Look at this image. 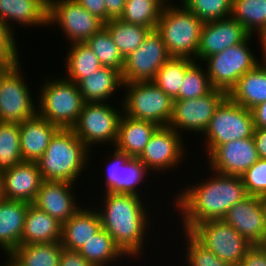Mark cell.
I'll return each mask as SVG.
<instances>
[{
  "label": "cell",
  "mask_w": 266,
  "mask_h": 266,
  "mask_svg": "<svg viewBox=\"0 0 266 266\" xmlns=\"http://www.w3.org/2000/svg\"><path fill=\"white\" fill-rule=\"evenodd\" d=\"M60 27L68 44L85 42L104 27V22L92 15L76 0H48L47 26ZM70 41V42H69Z\"/></svg>",
  "instance_id": "cell-12"
},
{
  "label": "cell",
  "mask_w": 266,
  "mask_h": 266,
  "mask_svg": "<svg viewBox=\"0 0 266 266\" xmlns=\"http://www.w3.org/2000/svg\"><path fill=\"white\" fill-rule=\"evenodd\" d=\"M183 139L184 136L182 138L172 128L159 127L138 159L153 174L156 172L161 175L160 173L164 174L168 170L173 172L187 156L188 149Z\"/></svg>",
  "instance_id": "cell-14"
},
{
  "label": "cell",
  "mask_w": 266,
  "mask_h": 266,
  "mask_svg": "<svg viewBox=\"0 0 266 266\" xmlns=\"http://www.w3.org/2000/svg\"><path fill=\"white\" fill-rule=\"evenodd\" d=\"M258 39L260 41V47L262 49H260V53H262L261 58L259 56L258 59H261V62L266 63V29L257 36V40Z\"/></svg>",
  "instance_id": "cell-52"
},
{
  "label": "cell",
  "mask_w": 266,
  "mask_h": 266,
  "mask_svg": "<svg viewBox=\"0 0 266 266\" xmlns=\"http://www.w3.org/2000/svg\"><path fill=\"white\" fill-rule=\"evenodd\" d=\"M47 13L48 0H0V19L13 33L15 24L48 28Z\"/></svg>",
  "instance_id": "cell-22"
},
{
  "label": "cell",
  "mask_w": 266,
  "mask_h": 266,
  "mask_svg": "<svg viewBox=\"0 0 266 266\" xmlns=\"http://www.w3.org/2000/svg\"><path fill=\"white\" fill-rule=\"evenodd\" d=\"M30 203L16 200L0 202V249L11 254L21 245V236Z\"/></svg>",
  "instance_id": "cell-25"
},
{
  "label": "cell",
  "mask_w": 266,
  "mask_h": 266,
  "mask_svg": "<svg viewBox=\"0 0 266 266\" xmlns=\"http://www.w3.org/2000/svg\"><path fill=\"white\" fill-rule=\"evenodd\" d=\"M107 10V22L119 19L123 14L126 0H104Z\"/></svg>",
  "instance_id": "cell-48"
},
{
  "label": "cell",
  "mask_w": 266,
  "mask_h": 266,
  "mask_svg": "<svg viewBox=\"0 0 266 266\" xmlns=\"http://www.w3.org/2000/svg\"><path fill=\"white\" fill-rule=\"evenodd\" d=\"M255 128H266V101L251 109Z\"/></svg>",
  "instance_id": "cell-50"
},
{
  "label": "cell",
  "mask_w": 266,
  "mask_h": 266,
  "mask_svg": "<svg viewBox=\"0 0 266 266\" xmlns=\"http://www.w3.org/2000/svg\"><path fill=\"white\" fill-rule=\"evenodd\" d=\"M150 173L138 158H130L122 165L121 194L142 195L143 197L144 193H140V187H142L141 184L147 182L146 177L152 176Z\"/></svg>",
  "instance_id": "cell-41"
},
{
  "label": "cell",
  "mask_w": 266,
  "mask_h": 266,
  "mask_svg": "<svg viewBox=\"0 0 266 266\" xmlns=\"http://www.w3.org/2000/svg\"><path fill=\"white\" fill-rule=\"evenodd\" d=\"M162 36L151 30L143 43L124 58L123 83L153 82L157 71L170 58Z\"/></svg>",
  "instance_id": "cell-15"
},
{
  "label": "cell",
  "mask_w": 266,
  "mask_h": 266,
  "mask_svg": "<svg viewBox=\"0 0 266 266\" xmlns=\"http://www.w3.org/2000/svg\"><path fill=\"white\" fill-rule=\"evenodd\" d=\"M20 61V57H3L0 55V80L5 73L17 62Z\"/></svg>",
  "instance_id": "cell-51"
},
{
  "label": "cell",
  "mask_w": 266,
  "mask_h": 266,
  "mask_svg": "<svg viewBox=\"0 0 266 266\" xmlns=\"http://www.w3.org/2000/svg\"><path fill=\"white\" fill-rule=\"evenodd\" d=\"M112 102H85L72 130L76 136L93 152L96 145L114 147L123 106L119 101L116 108ZM121 103V104H120ZM92 147V148H91Z\"/></svg>",
  "instance_id": "cell-6"
},
{
  "label": "cell",
  "mask_w": 266,
  "mask_h": 266,
  "mask_svg": "<svg viewBox=\"0 0 266 266\" xmlns=\"http://www.w3.org/2000/svg\"><path fill=\"white\" fill-rule=\"evenodd\" d=\"M193 61L190 58L170 57L157 71L153 83L174 100L179 95L185 72Z\"/></svg>",
  "instance_id": "cell-34"
},
{
  "label": "cell",
  "mask_w": 266,
  "mask_h": 266,
  "mask_svg": "<svg viewBox=\"0 0 266 266\" xmlns=\"http://www.w3.org/2000/svg\"><path fill=\"white\" fill-rule=\"evenodd\" d=\"M112 150L114 152H112ZM112 150L110 151L109 158L105 159L107 162L104 166L106 168H104L105 173H103L105 177L103 185H105L104 188L101 186V189L103 190L102 193L110 192L121 194L122 165H124L130 157L126 153L120 152L115 148Z\"/></svg>",
  "instance_id": "cell-42"
},
{
  "label": "cell",
  "mask_w": 266,
  "mask_h": 266,
  "mask_svg": "<svg viewBox=\"0 0 266 266\" xmlns=\"http://www.w3.org/2000/svg\"><path fill=\"white\" fill-rule=\"evenodd\" d=\"M7 25H0V55L3 57H19L17 39Z\"/></svg>",
  "instance_id": "cell-44"
},
{
  "label": "cell",
  "mask_w": 266,
  "mask_h": 266,
  "mask_svg": "<svg viewBox=\"0 0 266 266\" xmlns=\"http://www.w3.org/2000/svg\"><path fill=\"white\" fill-rule=\"evenodd\" d=\"M256 246L266 255V234L263 238L256 244Z\"/></svg>",
  "instance_id": "cell-55"
},
{
  "label": "cell",
  "mask_w": 266,
  "mask_h": 266,
  "mask_svg": "<svg viewBox=\"0 0 266 266\" xmlns=\"http://www.w3.org/2000/svg\"><path fill=\"white\" fill-rule=\"evenodd\" d=\"M201 65V62L194 60L188 66L181 84L179 95L174 100L200 98L213 89L206 68Z\"/></svg>",
  "instance_id": "cell-38"
},
{
  "label": "cell",
  "mask_w": 266,
  "mask_h": 266,
  "mask_svg": "<svg viewBox=\"0 0 266 266\" xmlns=\"http://www.w3.org/2000/svg\"><path fill=\"white\" fill-rule=\"evenodd\" d=\"M5 255H6V261H4V264L0 266H22L21 263H19L11 254H5Z\"/></svg>",
  "instance_id": "cell-53"
},
{
  "label": "cell",
  "mask_w": 266,
  "mask_h": 266,
  "mask_svg": "<svg viewBox=\"0 0 266 266\" xmlns=\"http://www.w3.org/2000/svg\"><path fill=\"white\" fill-rule=\"evenodd\" d=\"M46 77L37 96L38 114L59 128L72 129L85 103L78 85L61 75Z\"/></svg>",
  "instance_id": "cell-4"
},
{
  "label": "cell",
  "mask_w": 266,
  "mask_h": 266,
  "mask_svg": "<svg viewBox=\"0 0 266 266\" xmlns=\"http://www.w3.org/2000/svg\"><path fill=\"white\" fill-rule=\"evenodd\" d=\"M203 23L231 17L232 0H181Z\"/></svg>",
  "instance_id": "cell-39"
},
{
  "label": "cell",
  "mask_w": 266,
  "mask_h": 266,
  "mask_svg": "<svg viewBox=\"0 0 266 266\" xmlns=\"http://www.w3.org/2000/svg\"><path fill=\"white\" fill-rule=\"evenodd\" d=\"M254 122L251 110L233 102L228 96L215 110L203 133V150L209 155L216 147L237 139L253 137Z\"/></svg>",
  "instance_id": "cell-8"
},
{
  "label": "cell",
  "mask_w": 266,
  "mask_h": 266,
  "mask_svg": "<svg viewBox=\"0 0 266 266\" xmlns=\"http://www.w3.org/2000/svg\"><path fill=\"white\" fill-rule=\"evenodd\" d=\"M78 252L93 266H112V264H116V261L122 263L121 260L128 258L104 228L95 234Z\"/></svg>",
  "instance_id": "cell-30"
},
{
  "label": "cell",
  "mask_w": 266,
  "mask_h": 266,
  "mask_svg": "<svg viewBox=\"0 0 266 266\" xmlns=\"http://www.w3.org/2000/svg\"><path fill=\"white\" fill-rule=\"evenodd\" d=\"M160 1L163 2L165 5L176 4V2L173 3V0H160Z\"/></svg>",
  "instance_id": "cell-56"
},
{
  "label": "cell",
  "mask_w": 266,
  "mask_h": 266,
  "mask_svg": "<svg viewBox=\"0 0 266 266\" xmlns=\"http://www.w3.org/2000/svg\"><path fill=\"white\" fill-rule=\"evenodd\" d=\"M19 123L0 122V171L22 162Z\"/></svg>",
  "instance_id": "cell-36"
},
{
  "label": "cell",
  "mask_w": 266,
  "mask_h": 266,
  "mask_svg": "<svg viewBox=\"0 0 266 266\" xmlns=\"http://www.w3.org/2000/svg\"><path fill=\"white\" fill-rule=\"evenodd\" d=\"M101 197L102 202L95 207L100 215L102 228L128 259L139 260V256H144L143 249L147 245L145 240L150 238L147 235L151 230L152 213L149 208L152 205L147 206L146 199L144 203L142 196L131 194L105 192Z\"/></svg>",
  "instance_id": "cell-2"
},
{
  "label": "cell",
  "mask_w": 266,
  "mask_h": 266,
  "mask_svg": "<svg viewBox=\"0 0 266 266\" xmlns=\"http://www.w3.org/2000/svg\"><path fill=\"white\" fill-rule=\"evenodd\" d=\"M208 179L196 181L178 189L172 203L182 221L183 231H190L196 224L220 220L227 211L248 196L239 176L222 175L210 171ZM213 173V174H212ZM184 188V189H183Z\"/></svg>",
  "instance_id": "cell-1"
},
{
  "label": "cell",
  "mask_w": 266,
  "mask_h": 266,
  "mask_svg": "<svg viewBox=\"0 0 266 266\" xmlns=\"http://www.w3.org/2000/svg\"><path fill=\"white\" fill-rule=\"evenodd\" d=\"M227 96L235 103L251 110L266 101V63L260 62L246 72Z\"/></svg>",
  "instance_id": "cell-28"
},
{
  "label": "cell",
  "mask_w": 266,
  "mask_h": 266,
  "mask_svg": "<svg viewBox=\"0 0 266 266\" xmlns=\"http://www.w3.org/2000/svg\"><path fill=\"white\" fill-rule=\"evenodd\" d=\"M251 37L253 35H249L243 42L202 61V63L205 62L204 67L212 88L220 89L228 94L246 72L261 62L255 56L257 54L252 50L251 45L249 46Z\"/></svg>",
  "instance_id": "cell-9"
},
{
  "label": "cell",
  "mask_w": 266,
  "mask_h": 266,
  "mask_svg": "<svg viewBox=\"0 0 266 266\" xmlns=\"http://www.w3.org/2000/svg\"><path fill=\"white\" fill-rule=\"evenodd\" d=\"M203 22L182 4L164 5L156 30L171 57L196 61Z\"/></svg>",
  "instance_id": "cell-5"
},
{
  "label": "cell",
  "mask_w": 266,
  "mask_h": 266,
  "mask_svg": "<svg viewBox=\"0 0 266 266\" xmlns=\"http://www.w3.org/2000/svg\"><path fill=\"white\" fill-rule=\"evenodd\" d=\"M125 89V90H124ZM123 114L137 120L168 126L173 100L153 82L123 83Z\"/></svg>",
  "instance_id": "cell-7"
},
{
  "label": "cell",
  "mask_w": 266,
  "mask_h": 266,
  "mask_svg": "<svg viewBox=\"0 0 266 266\" xmlns=\"http://www.w3.org/2000/svg\"><path fill=\"white\" fill-rule=\"evenodd\" d=\"M264 213H265V226H266V198L264 199Z\"/></svg>",
  "instance_id": "cell-57"
},
{
  "label": "cell",
  "mask_w": 266,
  "mask_h": 266,
  "mask_svg": "<svg viewBox=\"0 0 266 266\" xmlns=\"http://www.w3.org/2000/svg\"><path fill=\"white\" fill-rule=\"evenodd\" d=\"M241 178L248 195L266 198V159L260 158Z\"/></svg>",
  "instance_id": "cell-43"
},
{
  "label": "cell",
  "mask_w": 266,
  "mask_h": 266,
  "mask_svg": "<svg viewBox=\"0 0 266 266\" xmlns=\"http://www.w3.org/2000/svg\"><path fill=\"white\" fill-rule=\"evenodd\" d=\"M20 62L0 80V122L20 123L38 114V101L31 95Z\"/></svg>",
  "instance_id": "cell-11"
},
{
  "label": "cell",
  "mask_w": 266,
  "mask_h": 266,
  "mask_svg": "<svg viewBox=\"0 0 266 266\" xmlns=\"http://www.w3.org/2000/svg\"><path fill=\"white\" fill-rule=\"evenodd\" d=\"M77 85L84 102H112L111 98L123 88V80L118 70L102 66Z\"/></svg>",
  "instance_id": "cell-27"
},
{
  "label": "cell",
  "mask_w": 266,
  "mask_h": 266,
  "mask_svg": "<svg viewBox=\"0 0 266 266\" xmlns=\"http://www.w3.org/2000/svg\"><path fill=\"white\" fill-rule=\"evenodd\" d=\"M92 15L97 16L104 23L107 22V10L104 0H76Z\"/></svg>",
  "instance_id": "cell-45"
},
{
  "label": "cell",
  "mask_w": 266,
  "mask_h": 266,
  "mask_svg": "<svg viewBox=\"0 0 266 266\" xmlns=\"http://www.w3.org/2000/svg\"><path fill=\"white\" fill-rule=\"evenodd\" d=\"M123 58L134 52L151 31L140 25L112 19L104 23Z\"/></svg>",
  "instance_id": "cell-32"
},
{
  "label": "cell",
  "mask_w": 266,
  "mask_h": 266,
  "mask_svg": "<svg viewBox=\"0 0 266 266\" xmlns=\"http://www.w3.org/2000/svg\"><path fill=\"white\" fill-rule=\"evenodd\" d=\"M6 200L4 193V180H3V172L0 171V202Z\"/></svg>",
  "instance_id": "cell-54"
},
{
  "label": "cell",
  "mask_w": 266,
  "mask_h": 266,
  "mask_svg": "<svg viewBox=\"0 0 266 266\" xmlns=\"http://www.w3.org/2000/svg\"><path fill=\"white\" fill-rule=\"evenodd\" d=\"M181 231L185 237L183 238L185 239L183 246H187L183 250L186 254L185 256L183 255L185 266H231L219 259L212 251L206 249L188 231Z\"/></svg>",
  "instance_id": "cell-40"
},
{
  "label": "cell",
  "mask_w": 266,
  "mask_h": 266,
  "mask_svg": "<svg viewBox=\"0 0 266 266\" xmlns=\"http://www.w3.org/2000/svg\"><path fill=\"white\" fill-rule=\"evenodd\" d=\"M189 233L206 249L231 266H239L252 246L223 219L200 222Z\"/></svg>",
  "instance_id": "cell-10"
},
{
  "label": "cell",
  "mask_w": 266,
  "mask_h": 266,
  "mask_svg": "<svg viewBox=\"0 0 266 266\" xmlns=\"http://www.w3.org/2000/svg\"><path fill=\"white\" fill-rule=\"evenodd\" d=\"M227 97L220 89H212L205 96L196 99L173 100L172 117L168 127L183 136V133H194L198 136L205 132L215 110Z\"/></svg>",
  "instance_id": "cell-13"
},
{
  "label": "cell",
  "mask_w": 266,
  "mask_h": 266,
  "mask_svg": "<svg viewBox=\"0 0 266 266\" xmlns=\"http://www.w3.org/2000/svg\"><path fill=\"white\" fill-rule=\"evenodd\" d=\"M223 220L251 245H256L266 234L264 198L248 195L232 206Z\"/></svg>",
  "instance_id": "cell-19"
},
{
  "label": "cell",
  "mask_w": 266,
  "mask_h": 266,
  "mask_svg": "<svg viewBox=\"0 0 266 266\" xmlns=\"http://www.w3.org/2000/svg\"><path fill=\"white\" fill-rule=\"evenodd\" d=\"M61 239L62 224L32 203L29 204L21 245L61 242Z\"/></svg>",
  "instance_id": "cell-26"
},
{
  "label": "cell",
  "mask_w": 266,
  "mask_h": 266,
  "mask_svg": "<svg viewBox=\"0 0 266 266\" xmlns=\"http://www.w3.org/2000/svg\"><path fill=\"white\" fill-rule=\"evenodd\" d=\"M59 266H93L78 251L63 248Z\"/></svg>",
  "instance_id": "cell-47"
},
{
  "label": "cell",
  "mask_w": 266,
  "mask_h": 266,
  "mask_svg": "<svg viewBox=\"0 0 266 266\" xmlns=\"http://www.w3.org/2000/svg\"><path fill=\"white\" fill-rule=\"evenodd\" d=\"M253 140L259 158L266 159V128H255Z\"/></svg>",
  "instance_id": "cell-49"
},
{
  "label": "cell",
  "mask_w": 266,
  "mask_h": 266,
  "mask_svg": "<svg viewBox=\"0 0 266 266\" xmlns=\"http://www.w3.org/2000/svg\"><path fill=\"white\" fill-rule=\"evenodd\" d=\"M84 206L62 224L61 244L65 249L79 251L102 229L96 207L92 208L94 205L91 204Z\"/></svg>",
  "instance_id": "cell-21"
},
{
  "label": "cell",
  "mask_w": 266,
  "mask_h": 266,
  "mask_svg": "<svg viewBox=\"0 0 266 266\" xmlns=\"http://www.w3.org/2000/svg\"><path fill=\"white\" fill-rule=\"evenodd\" d=\"M97 56L102 66L113 68L120 73L124 67V58L119 52L108 29L104 26L85 41Z\"/></svg>",
  "instance_id": "cell-37"
},
{
  "label": "cell",
  "mask_w": 266,
  "mask_h": 266,
  "mask_svg": "<svg viewBox=\"0 0 266 266\" xmlns=\"http://www.w3.org/2000/svg\"><path fill=\"white\" fill-rule=\"evenodd\" d=\"M73 185L76 186L66 181L43 180L32 204L63 224L83 206L76 200Z\"/></svg>",
  "instance_id": "cell-18"
},
{
  "label": "cell",
  "mask_w": 266,
  "mask_h": 266,
  "mask_svg": "<svg viewBox=\"0 0 266 266\" xmlns=\"http://www.w3.org/2000/svg\"><path fill=\"white\" fill-rule=\"evenodd\" d=\"M0 25H6V24L0 19Z\"/></svg>",
  "instance_id": "cell-58"
},
{
  "label": "cell",
  "mask_w": 266,
  "mask_h": 266,
  "mask_svg": "<svg viewBox=\"0 0 266 266\" xmlns=\"http://www.w3.org/2000/svg\"><path fill=\"white\" fill-rule=\"evenodd\" d=\"M63 246L61 242L19 245L11 255L22 266H59Z\"/></svg>",
  "instance_id": "cell-31"
},
{
  "label": "cell",
  "mask_w": 266,
  "mask_h": 266,
  "mask_svg": "<svg viewBox=\"0 0 266 266\" xmlns=\"http://www.w3.org/2000/svg\"><path fill=\"white\" fill-rule=\"evenodd\" d=\"M23 161H37L45 153L54 134L60 129L39 114L19 123Z\"/></svg>",
  "instance_id": "cell-23"
},
{
  "label": "cell",
  "mask_w": 266,
  "mask_h": 266,
  "mask_svg": "<svg viewBox=\"0 0 266 266\" xmlns=\"http://www.w3.org/2000/svg\"><path fill=\"white\" fill-rule=\"evenodd\" d=\"M159 127L153 122L137 120L122 114L114 148L126 153L130 158H138Z\"/></svg>",
  "instance_id": "cell-24"
},
{
  "label": "cell",
  "mask_w": 266,
  "mask_h": 266,
  "mask_svg": "<svg viewBox=\"0 0 266 266\" xmlns=\"http://www.w3.org/2000/svg\"><path fill=\"white\" fill-rule=\"evenodd\" d=\"M250 34L234 18L228 17L203 24L196 61L220 53L243 42Z\"/></svg>",
  "instance_id": "cell-17"
},
{
  "label": "cell",
  "mask_w": 266,
  "mask_h": 266,
  "mask_svg": "<svg viewBox=\"0 0 266 266\" xmlns=\"http://www.w3.org/2000/svg\"><path fill=\"white\" fill-rule=\"evenodd\" d=\"M206 157L212 172L239 177L260 159L253 137L224 143Z\"/></svg>",
  "instance_id": "cell-16"
},
{
  "label": "cell",
  "mask_w": 266,
  "mask_h": 266,
  "mask_svg": "<svg viewBox=\"0 0 266 266\" xmlns=\"http://www.w3.org/2000/svg\"><path fill=\"white\" fill-rule=\"evenodd\" d=\"M164 5L160 0H126L119 19L155 30Z\"/></svg>",
  "instance_id": "cell-35"
},
{
  "label": "cell",
  "mask_w": 266,
  "mask_h": 266,
  "mask_svg": "<svg viewBox=\"0 0 266 266\" xmlns=\"http://www.w3.org/2000/svg\"><path fill=\"white\" fill-rule=\"evenodd\" d=\"M6 200L33 203L43 182L36 161H22L3 172Z\"/></svg>",
  "instance_id": "cell-20"
},
{
  "label": "cell",
  "mask_w": 266,
  "mask_h": 266,
  "mask_svg": "<svg viewBox=\"0 0 266 266\" xmlns=\"http://www.w3.org/2000/svg\"><path fill=\"white\" fill-rule=\"evenodd\" d=\"M239 266H266V255L256 245H252Z\"/></svg>",
  "instance_id": "cell-46"
},
{
  "label": "cell",
  "mask_w": 266,
  "mask_h": 266,
  "mask_svg": "<svg viewBox=\"0 0 266 266\" xmlns=\"http://www.w3.org/2000/svg\"><path fill=\"white\" fill-rule=\"evenodd\" d=\"M231 17L258 36L266 29V0H232Z\"/></svg>",
  "instance_id": "cell-33"
},
{
  "label": "cell",
  "mask_w": 266,
  "mask_h": 266,
  "mask_svg": "<svg viewBox=\"0 0 266 266\" xmlns=\"http://www.w3.org/2000/svg\"><path fill=\"white\" fill-rule=\"evenodd\" d=\"M90 152L72 129L60 128L36 163L43 180L66 181L77 185L83 171L91 168L88 166L91 164Z\"/></svg>",
  "instance_id": "cell-3"
},
{
  "label": "cell",
  "mask_w": 266,
  "mask_h": 266,
  "mask_svg": "<svg viewBox=\"0 0 266 266\" xmlns=\"http://www.w3.org/2000/svg\"><path fill=\"white\" fill-rule=\"evenodd\" d=\"M70 48L65 56V71L63 74L67 80L78 84L102 67L101 62L85 42L69 43Z\"/></svg>",
  "instance_id": "cell-29"
}]
</instances>
